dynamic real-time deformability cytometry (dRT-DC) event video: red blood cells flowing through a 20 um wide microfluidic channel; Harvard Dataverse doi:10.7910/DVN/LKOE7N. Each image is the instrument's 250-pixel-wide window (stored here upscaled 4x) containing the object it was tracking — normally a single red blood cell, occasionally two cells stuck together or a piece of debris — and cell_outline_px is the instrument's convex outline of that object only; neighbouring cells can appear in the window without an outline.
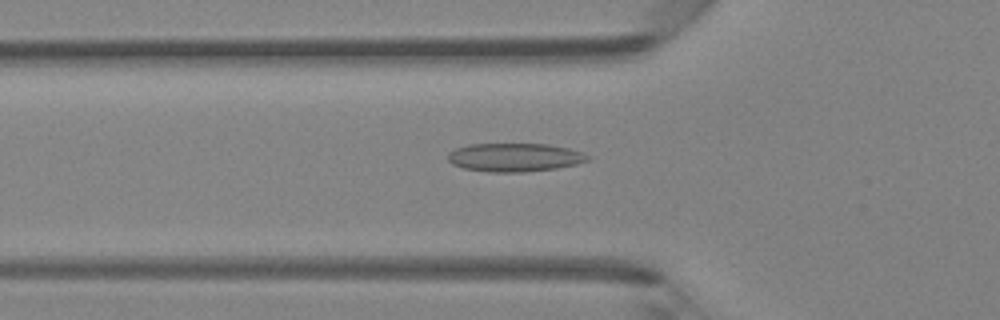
{"species": "Egyptian fruit bat (a non-hibernating species)", "species_latin": "Rousettus aegyptiacus", "temperature_condition": "room temperature", "stored_images_in_passage": 47, "camera_frame_rate_fps": 3000, "um_per_image_px": 0.085, "animal": {"sex": "female"}, "frame": {"image": 1, "passage_image": 16, "time_ms": 5.0, "image_size_px": [1000, 320], "cell_outline_px": [[592, 156], [588, 160], [576, 164], [556, 168], [524, 172], [488, 172], [464, 168], [452, 164], [448, 160], [448, 152], [456, 148], [468, 144], [548, 144], [568, 148], [584, 152]], "centroid_in_image_um": [43.75, 13.37], "position_along_channel_um": 82.0, "area_um2": 23.29}}
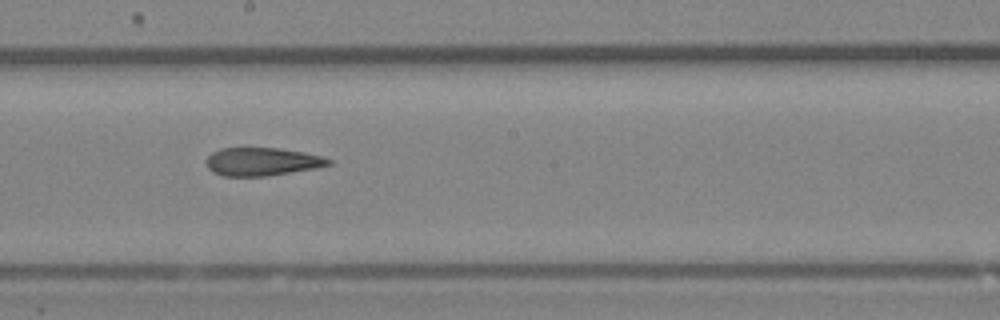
{"frame": {"image": 2, "passage_image": 26, "time_ms": 8.333, "image_size_px": [1000, 320], "cell_outline_px": [[332, 164], [316, 168], [268, 176], [224, 176], [212, 172], [208, 168], [208, 156], [212, 152], [220, 148], [280, 148], [304, 152], [320, 156], [332, 160]], "centroid_in_image_um": [22.29, 13.74], "position_along_channel_um": 225.9, "area_um2": 20.0}}
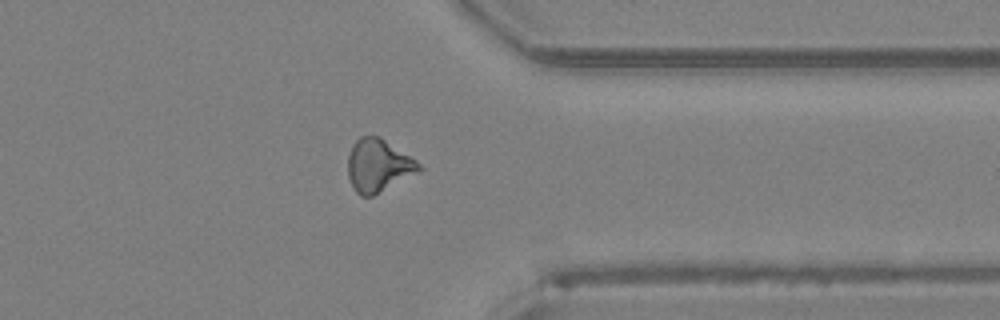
{"frame": {"image": 3, "passage_image": 37, "time_ms": 12.0, "image_size_px": [1000, 320], "cell_outline_px": [[424, 168], [420, 172], [372, 196], [360, 196], [356, 192], [348, 176], [348, 156], [352, 144], [360, 136], [380, 136], [416, 160]], "centroid_in_image_um": [32.17, 14.06], "position_along_channel_um": 379.2, "area_um2": 21.91}, "authors_computed_cell_mechanics": {"area_um2": 21.5594, "velocity_mm_per_s": 4.3387, "shape_relaxation_time_tau1_ms": null, "shape_relaxation_time_tau2_ms": 7.0875, "deformation_change_tau1": null, "deformation_change_tau2": 0.1824}}